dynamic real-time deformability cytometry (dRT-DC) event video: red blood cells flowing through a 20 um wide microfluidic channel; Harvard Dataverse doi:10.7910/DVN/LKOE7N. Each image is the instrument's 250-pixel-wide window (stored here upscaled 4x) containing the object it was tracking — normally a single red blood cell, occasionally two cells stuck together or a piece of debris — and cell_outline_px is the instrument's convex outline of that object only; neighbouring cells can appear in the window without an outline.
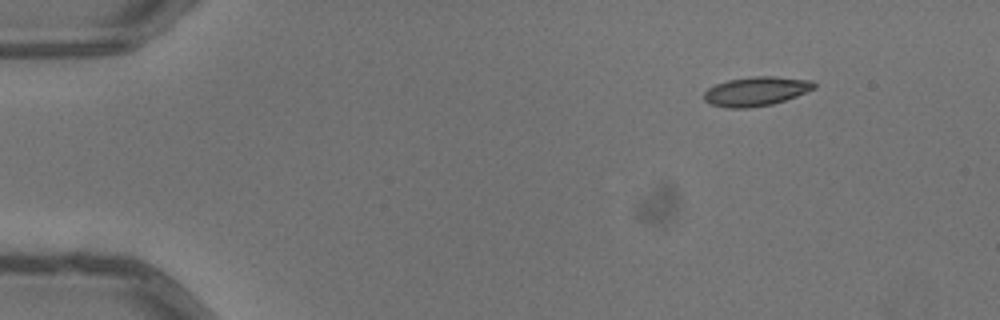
{"species": "common noctule bat (a hibernating species)", "species_latin": "Nyctalus noctula", "temperature_condition": "warm", "stored_images_in_passage": 4, "camera_frame_rate_fps": 3000, "um_per_image_px": 0.085, "animal": {"sex": "male", "body_mass_g": 13.3}, "frame": {"image": 1, "passage_image": 1, "time_ms": 0.0, "image_size_px": [1000, 320], "cell_outline_px": [[816, 88], [796, 96], [772, 104], [748, 108], [724, 108], [708, 104], [704, 100], [704, 92], [708, 88], [716, 84], [728, 80], [752, 76], [772, 76], [812, 80], [816, 84]], "centroid_in_image_um": [64.24, 7.76], "position_along_channel_um": 20.8, "area_um2": 18.84}}
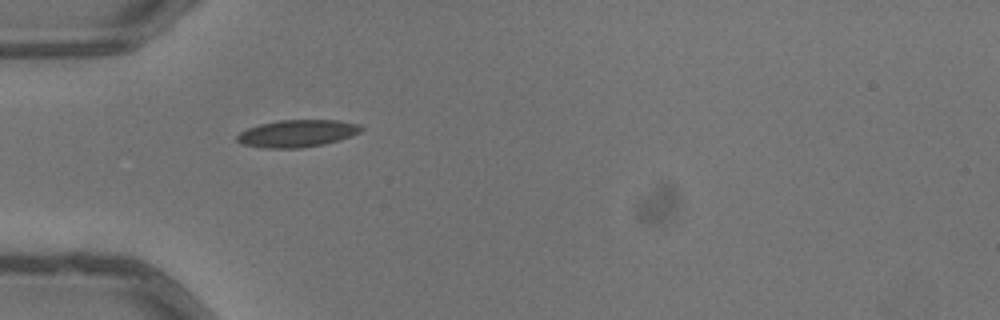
{"frame": {"image": 2, "passage_image": 3, "time_ms": 0.667, "image_size_px": [1000, 320], "cell_outline_px": [[364, 128], [360, 132], [352, 136], [340, 140], [324, 144], [300, 148], [264, 148], [244, 144], [236, 140], [236, 136], [240, 132], [248, 128], [260, 124], [280, 120], [336, 120], [360, 124]], "centroid_in_image_um": [25.29, 11.34], "position_along_channel_um": 59.7, "area_um2": 19.71}}
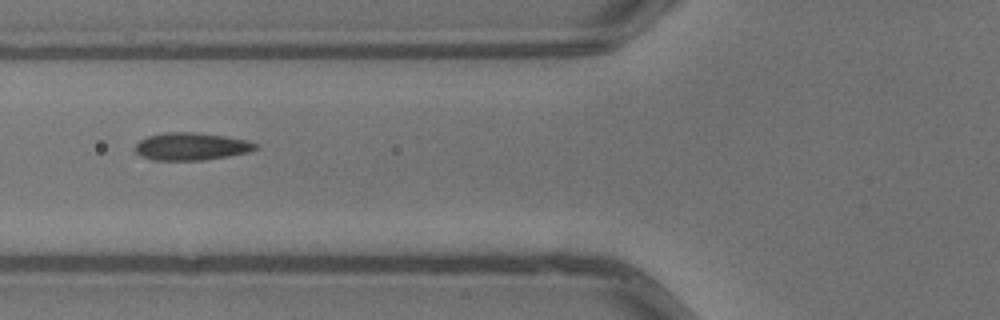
{"frame": {"image": 3, "passage_image": 4, "time_ms": 1.0, "image_size_px": [1000, 320], "cell_outline_px": [[256, 148], [248, 152], [228, 156], [200, 160], [152, 160], [136, 152], [136, 144], [140, 140], [148, 136], [164, 132], [196, 132], [224, 136], [248, 140], [256, 144]], "centroid_in_image_um": [16.25, 12.44], "position_along_channel_um": 109.6, "area_um2": 19.07}}